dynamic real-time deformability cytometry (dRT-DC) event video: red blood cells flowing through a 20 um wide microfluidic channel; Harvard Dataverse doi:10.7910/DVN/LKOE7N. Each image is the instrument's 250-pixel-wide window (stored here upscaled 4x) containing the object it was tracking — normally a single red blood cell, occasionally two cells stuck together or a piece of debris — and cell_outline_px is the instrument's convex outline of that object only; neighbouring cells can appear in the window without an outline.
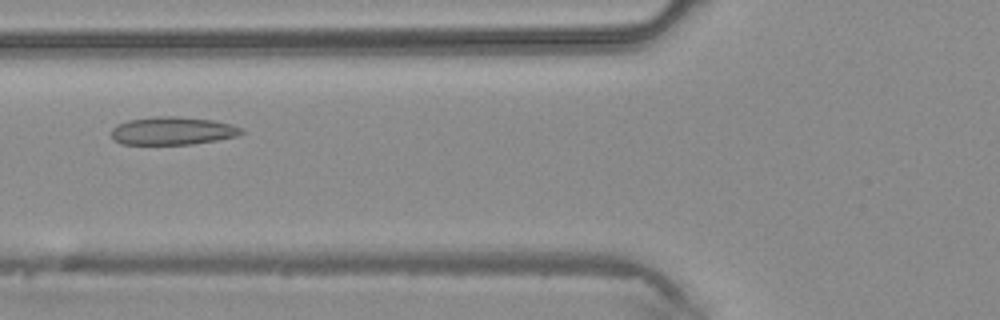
{"species": "common noctule bat (a hibernating species)", "species_latin": "Nyctalus noctula", "temperature_condition": "warm", "stored_images_in_passage": 39, "camera_frame_rate_fps": 3000, "um_per_image_px": 0.085, "animal": {"sex": "male", "body_mass_g": 20.4}, "frame": {"image": 1, "passage_image": 13, "time_ms": 4.0, "image_size_px": [1000, 320], "cell_outline_px": [[244, 132], [236, 136], [216, 140], [192, 144], [120, 144], [112, 136], [112, 128], [116, 124], [128, 120], [156, 116], [176, 116], [212, 120], [232, 124], [244, 128]], "centroid_in_image_um": [14.68, 11.11], "position_along_channel_um": 111.1, "area_um2": 21.21}}
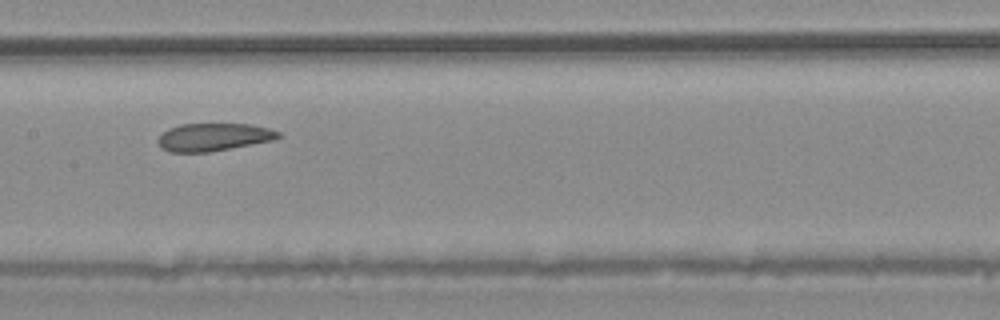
{"frame": {"image": 2, "passage_image": 18, "time_ms": 5.667, "image_size_px": [1000, 320], "cell_outline_px": [[284, 136], [276, 140], [208, 152], [172, 152], [160, 148], [156, 140], [168, 128], [180, 124], [248, 124], [268, 128], [280, 132]], "centroid_in_image_um": [18.17, 11.65], "position_along_channel_um": 189.2, "area_um2": 19.59}}
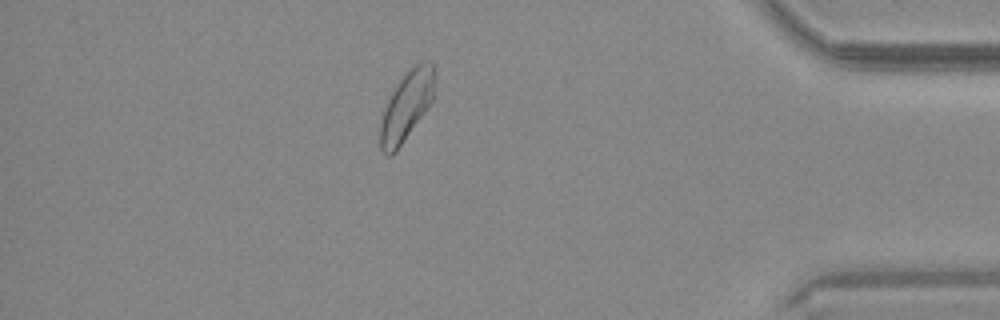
{"frame": {"image": 3, "passage_image": 34, "time_ms": 11.0, "image_size_px": [1000, 320], "cell_outline_px": [[436, 76], [432, 100], [424, 112], [396, 152], [392, 156], [388, 156], [380, 148], [380, 124], [384, 108], [396, 84], [420, 60], [432, 60], [436, 68]], "centroid_in_image_um": [34.58, 8.97], "position_along_channel_um": 400.6, "area_um2": 21.91}}